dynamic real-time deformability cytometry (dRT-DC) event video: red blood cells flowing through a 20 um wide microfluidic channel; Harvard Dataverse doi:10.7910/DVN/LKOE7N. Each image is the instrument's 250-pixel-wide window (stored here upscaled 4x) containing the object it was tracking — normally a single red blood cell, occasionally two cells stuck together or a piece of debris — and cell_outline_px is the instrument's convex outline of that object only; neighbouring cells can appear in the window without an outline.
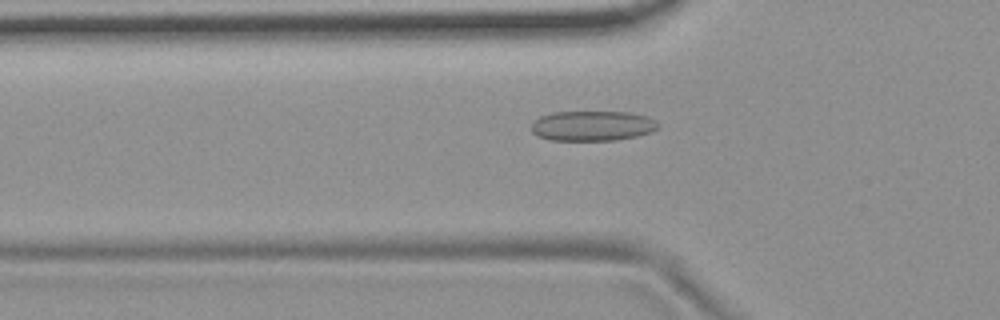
{"species": "common noctule bat (a hibernating species)", "species_latin": "Nyctalus noctula", "temperature_condition": "room temperature", "stored_images_in_passage": 51, "camera_frame_rate_fps": 3000, "um_per_image_px": 0.085, "animal": {"sex": "female", "body_mass_g": 19.9}, "frame": {"image": 1, "passage_image": 15, "time_ms": 4.667, "image_size_px": [1000, 320], "cell_outline_px": [[660, 128], [652, 132], [636, 136], [616, 140], [552, 140], [536, 136], [532, 132], [532, 120], [540, 116], [552, 112], [632, 112], [648, 116], [656, 120], [660, 124]], "centroid_in_image_um": [50.38, 10.69], "position_along_channel_um": 75.4, "area_um2": 22.54}}
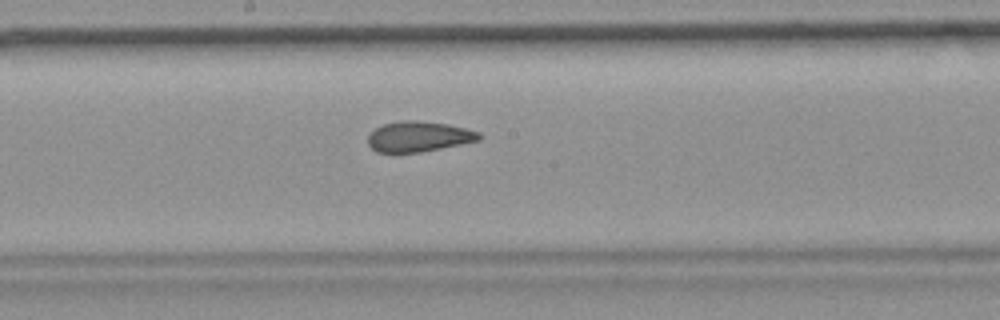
{"frame": {"image": 2, "passage_image": 26, "time_ms": 8.333, "image_size_px": [1000, 320], "cell_outline_px": [[480, 140], [420, 152], [376, 152], [368, 144], [368, 136], [376, 128], [384, 124], [400, 120], [416, 120], [448, 124], [480, 132]], "centroid_in_image_um": [35.57, 11.6], "position_along_channel_um": 212.6, "area_um2": 19.48}}
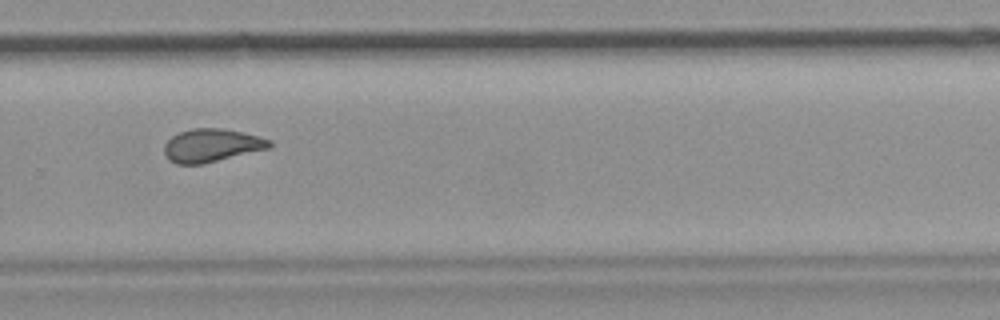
{"frame": {"image": 3, "passage_image": 34, "time_ms": 11.0, "image_size_px": [1000, 320], "cell_outline_px": [[272, 144], [268, 148], [200, 164], [176, 164], [168, 160], [164, 152], [164, 144], [172, 136], [180, 132], [192, 128], [220, 128], [244, 132], [260, 136], [272, 140]], "centroid_in_image_um": [17.97, 12.34], "position_along_channel_um": 311.8, "area_um2": 20.17}, "authors_computed_cell_mechanics": {"area_um2": 20.6346, "velocity_mm_per_s": 3.7364, "shape_relaxation_time_tau1_ms": null, "shape_relaxation_time_tau2_ms": 1.5942, "deformation_change_tau1": null, "deformation_change_tau2": 0.0822}}